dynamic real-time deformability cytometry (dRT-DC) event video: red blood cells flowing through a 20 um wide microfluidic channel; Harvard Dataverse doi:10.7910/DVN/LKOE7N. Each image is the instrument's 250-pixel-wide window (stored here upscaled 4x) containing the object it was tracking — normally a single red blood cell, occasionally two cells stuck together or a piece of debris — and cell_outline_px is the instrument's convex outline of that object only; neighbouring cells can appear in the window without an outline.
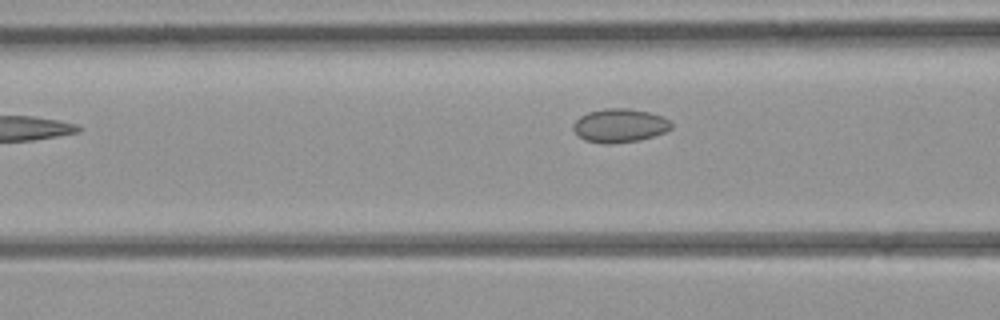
{"species": "common noctule bat (a hibernating species)", "species_latin": "Nyctalus noctula", "temperature_condition": "room temperature", "stored_images_in_passage": 3, "camera_frame_rate_fps": 3000, "um_per_image_px": 0.085, "animal": {"sex": "female", "body_mass_g": 21.9}, "frame": {"image": 1, "passage_image": 3, "time_ms": 2.333, "image_size_px": [1000, 320], "cell_outline_px": [[672, 128], [664, 132], [640, 140], [608, 144], [604, 144], [584, 140], [576, 136], [572, 128], [572, 124], [580, 116], [588, 112], [604, 108], [628, 108], [648, 112], [664, 116], [672, 124]], "centroid_in_image_um": [52.63, 10.67], "position_along_channel_um": 114.0, "area_um2": 19.42}}